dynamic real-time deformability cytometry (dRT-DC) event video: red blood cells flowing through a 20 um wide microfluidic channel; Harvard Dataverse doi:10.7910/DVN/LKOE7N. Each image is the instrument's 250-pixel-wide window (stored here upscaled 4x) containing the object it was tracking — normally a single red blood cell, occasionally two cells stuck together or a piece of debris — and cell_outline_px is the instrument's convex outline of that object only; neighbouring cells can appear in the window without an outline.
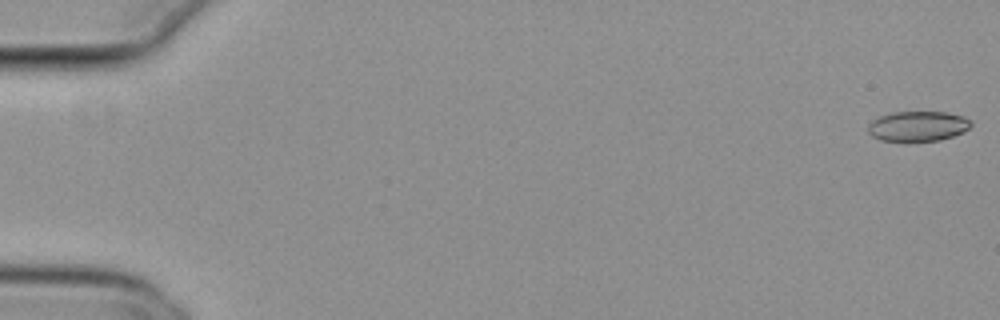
{"species": "common noctule bat (a hibernating species)", "species_latin": "Nyctalus noctula", "temperature_condition": "cold", "stored_images_in_passage": 13, "camera_frame_rate_fps": 3000, "um_per_image_px": 0.085, "animal": {"sex": "female", "body_mass_g": 29.2, "forearm_length_mm": 56.3}, "frame": {"image": 1, "passage_image": 1, "time_ms": 0.0, "image_size_px": [1000, 320], "cell_outline_px": [[972, 124], [964, 132], [940, 140], [880, 140], [872, 136], [868, 132], [868, 124], [872, 120], [880, 116], [892, 112], [948, 112], [964, 116], [972, 120]], "centroid_in_image_um": [78.04, 10.7], "position_along_channel_um": 7.0, "area_um2": 17.98}}